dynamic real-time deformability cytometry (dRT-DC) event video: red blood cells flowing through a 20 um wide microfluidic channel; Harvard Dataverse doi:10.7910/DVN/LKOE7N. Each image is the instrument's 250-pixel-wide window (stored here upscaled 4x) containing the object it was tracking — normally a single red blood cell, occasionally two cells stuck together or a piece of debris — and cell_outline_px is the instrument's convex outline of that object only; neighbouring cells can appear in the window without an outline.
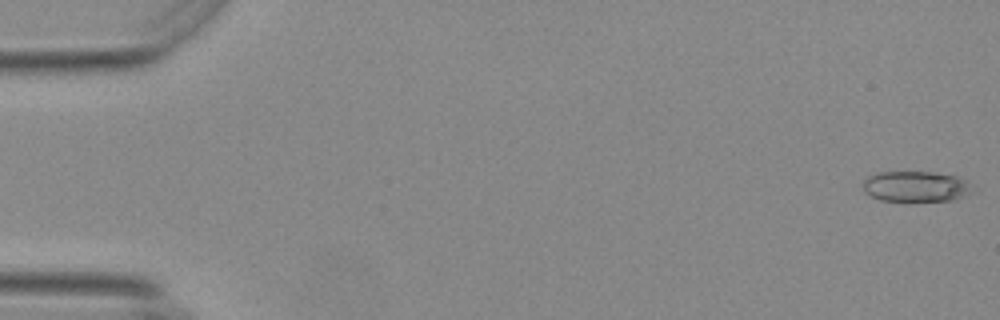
{"species": "Egyptian fruit bat (a non-hibernating species)", "species_latin": "Rousettus aegyptiacus", "temperature_condition": "warm", "stored_images_in_passage": 55, "camera_frame_rate_fps": 3000, "um_per_image_px": 0.085, "animal": {"sex": "female"}, "frame": {"image": 1, "passage_image": 1, "time_ms": 0.0, "image_size_px": [1000, 320], "cell_outline_px": [[968, 192], [952, 200], [880, 200], [864, 192], [864, 180], [868, 176], [880, 172], [932, 172], [956, 176], [964, 180]], "centroid_in_image_um": [77.72, 15.83], "position_along_channel_um": 7.3, "area_um2": 18.67}}
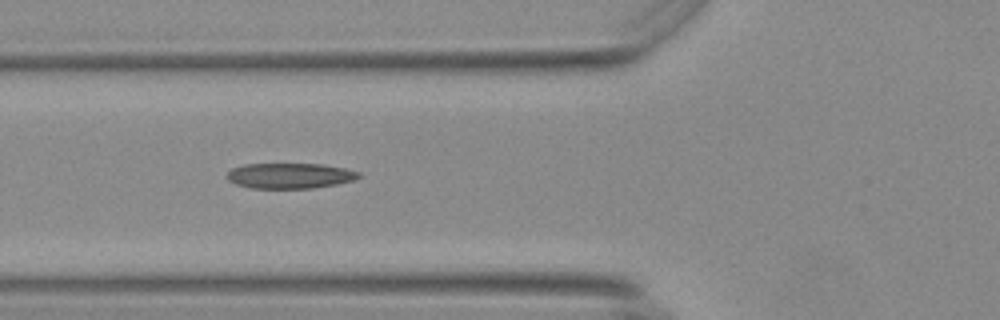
{"frame": {"image": 2, "passage_image": 21, "time_ms": 6.667, "image_size_px": [1000, 320], "cell_outline_px": [[360, 176], [352, 180], [336, 184], [312, 188], [252, 188], [236, 184], [228, 180], [228, 172], [232, 168], [244, 164], [320, 164], [344, 168], [360, 172]], "centroid_in_image_um": [24.62, 14.93], "position_along_channel_um": 101.2, "area_um2": 19.31}}
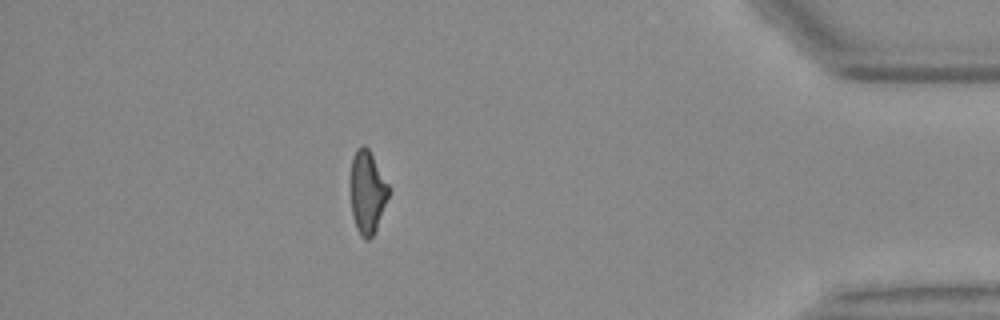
{"frame": {"image": 3, "passage_image": 49, "time_ms": 16.0, "image_size_px": [1000, 320], "cell_outline_px": [[388, 196], [376, 228], [372, 236], [368, 240], [364, 240], [360, 236], [356, 228], [352, 216], [352, 156], [356, 148], [360, 144], [364, 144], [368, 148], [388, 184]], "centroid_in_image_um": [31.21, 16.32], "position_along_channel_um": 404.0, "area_um2": 17.92}, "authors_computed_cell_mechanics": {"area_um2": 19.3052, "velocity_mm_per_s": 3.7242, "shape_relaxation_time_tau1_ms": null, "shape_relaxation_time_tau2_ms": 2.8118, "deformation_change_tau1": null, "deformation_change_tau2": 0.1248}}